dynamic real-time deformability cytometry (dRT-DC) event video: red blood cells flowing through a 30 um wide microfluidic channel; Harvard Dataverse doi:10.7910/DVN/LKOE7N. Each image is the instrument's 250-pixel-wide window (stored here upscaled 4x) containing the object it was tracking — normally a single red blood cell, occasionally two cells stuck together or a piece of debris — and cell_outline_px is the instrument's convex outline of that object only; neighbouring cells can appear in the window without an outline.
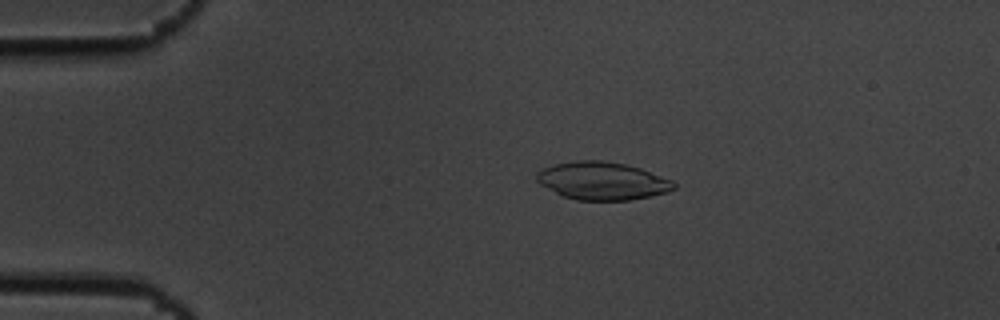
{"species": "common noctule bat (a hibernating species)", "species_latin": "Nyctalus noctula", "temperature_condition": "cold", "stored_images_in_passage": 54, "camera_frame_rate_fps": 3000, "um_per_image_px": 0.085, "animal": {"sex": "male", "body_mass_g": 19.5, "forearm_length_mm": 54.6}, "frame": {"image": 1, "passage_image": 11, "time_ms": 3.333, "image_size_px": [1000, 320], "cell_outline_px": [[676, 188], [668, 192], [628, 200], [576, 200], [564, 196], [540, 184], [536, 180], [536, 172], [552, 164], [576, 160], [604, 160], [624, 164], [640, 168], [672, 180], [676, 184]], "centroid_in_image_um": [51.19, 15.36], "position_along_channel_um": 33.8, "area_um2": 30.17}}
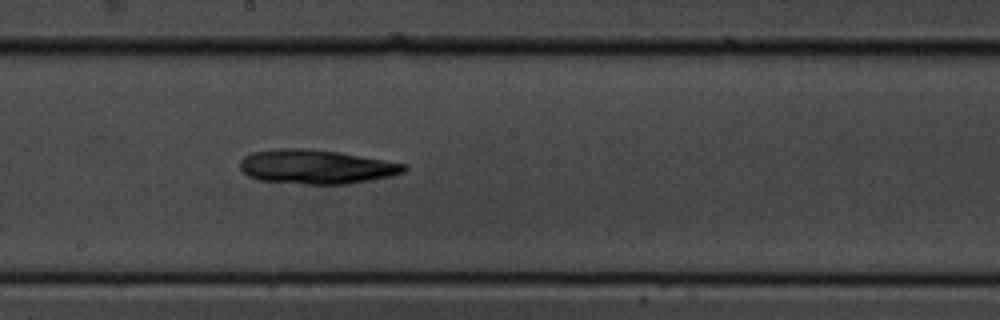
{"frame": {"image": 2, "passage_image": 30, "time_ms": 9.667, "image_size_px": [1000, 320], "cell_outline_px": [[408, 168], [404, 172], [392, 176], [348, 184], [304, 184], [260, 180], [248, 176], [240, 168], [240, 160], [244, 156], [252, 152], [284, 148], [304, 148], [340, 152], [384, 160], [404, 164]], "centroid_in_image_um": [26.87, 14.18], "position_along_channel_um": 221.3, "area_um2": 32.6}}
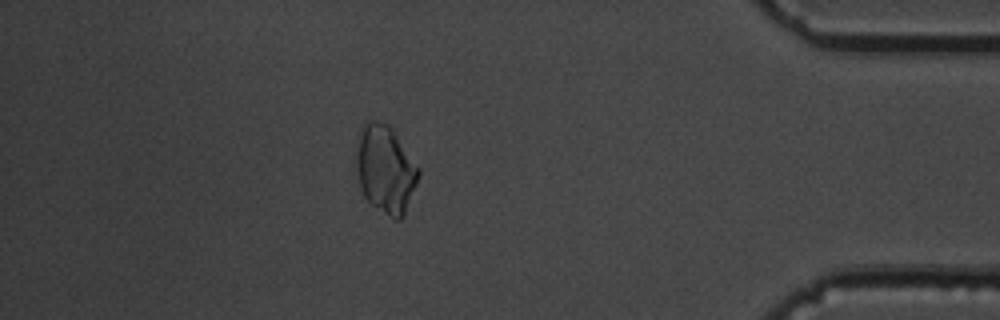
{"frame": {"image": 3, "passage_image": 48, "time_ms": 15.667, "image_size_px": [1000, 320], "cell_outline_px": [[420, 176], [404, 212], [400, 220], [392, 220], [372, 204], [364, 196], [360, 188], [356, 172], [356, 156], [360, 128], [364, 120], [368, 116], [388, 124], [392, 128], [420, 168]], "centroid_in_image_um": [32.74, 14.33], "position_along_channel_um": 402.5, "area_um2": 32.31}}